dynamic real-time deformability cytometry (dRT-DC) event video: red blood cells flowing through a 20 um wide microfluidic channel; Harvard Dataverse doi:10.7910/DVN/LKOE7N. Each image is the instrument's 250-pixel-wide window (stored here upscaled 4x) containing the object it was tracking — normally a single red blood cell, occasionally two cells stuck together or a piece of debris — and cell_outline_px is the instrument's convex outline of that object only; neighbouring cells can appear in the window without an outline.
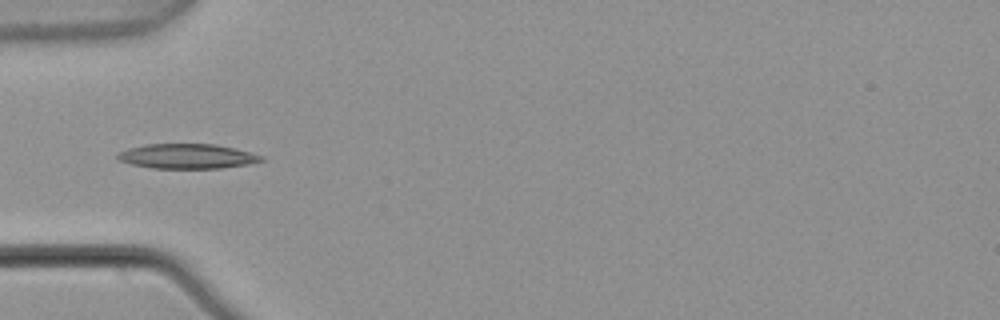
{"species": "common noctule bat (a hibernating species)", "species_latin": "Nyctalus noctula", "temperature_condition": "warm", "stored_images_in_passage": 4, "camera_frame_rate_fps": 3000, "um_per_image_px": 0.085, "animal": {"sex": "male", "body_mass_g": 21.5, "forearm_length_mm": 52.0}, "frame": {"image": 1, "passage_image": 3, "time_ms": 0.667, "image_size_px": [1000, 320], "cell_outline_px": [[264, 160], [248, 164], [220, 168], [152, 168], [132, 164], [120, 160], [116, 156], [116, 152], [128, 148], [148, 144], [216, 144], [264, 156]], "centroid_in_image_um": [15.88, 13.28], "position_along_channel_um": 69.1, "area_um2": 20.58}}
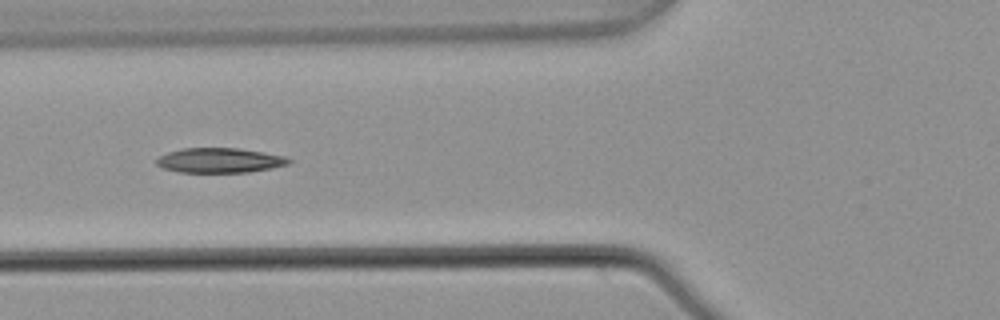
{"frame": {"image": 2, "passage_image": 4, "time_ms": 1.0, "image_size_px": [1000, 320], "cell_outline_px": [[292, 160], [288, 164], [272, 168], [248, 172], [180, 172], [164, 168], [156, 164], [156, 160], [160, 156], [168, 152], [184, 148], [240, 148], [264, 152], [284, 156]], "centroid_in_image_um": [18.69, 13.62], "position_along_channel_um": 107.1, "area_um2": 19.02}}